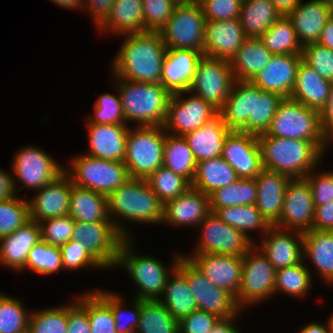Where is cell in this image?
<instances>
[{
  "label": "cell",
  "mask_w": 333,
  "mask_h": 333,
  "mask_svg": "<svg viewBox=\"0 0 333 333\" xmlns=\"http://www.w3.org/2000/svg\"><path fill=\"white\" fill-rule=\"evenodd\" d=\"M63 270H78L90 267H102L87 253L85 244L75 242L73 239L60 246Z\"/></svg>",
  "instance_id": "680465c9"
},
{
  "label": "cell",
  "mask_w": 333,
  "mask_h": 333,
  "mask_svg": "<svg viewBox=\"0 0 333 333\" xmlns=\"http://www.w3.org/2000/svg\"><path fill=\"white\" fill-rule=\"evenodd\" d=\"M223 222L242 232L252 241L247 233L259 231L264 234L271 226L262 216L255 204L244 206H229L224 208H210Z\"/></svg>",
  "instance_id": "b9f144b4"
},
{
  "label": "cell",
  "mask_w": 333,
  "mask_h": 333,
  "mask_svg": "<svg viewBox=\"0 0 333 333\" xmlns=\"http://www.w3.org/2000/svg\"><path fill=\"white\" fill-rule=\"evenodd\" d=\"M241 179L256 178L263 170L257 136L241 131H230L226 136L221 156Z\"/></svg>",
  "instance_id": "d6986e66"
},
{
  "label": "cell",
  "mask_w": 333,
  "mask_h": 333,
  "mask_svg": "<svg viewBox=\"0 0 333 333\" xmlns=\"http://www.w3.org/2000/svg\"><path fill=\"white\" fill-rule=\"evenodd\" d=\"M115 0H84L83 8L89 10L95 25L99 27L110 15Z\"/></svg>",
  "instance_id": "03108f58"
},
{
  "label": "cell",
  "mask_w": 333,
  "mask_h": 333,
  "mask_svg": "<svg viewBox=\"0 0 333 333\" xmlns=\"http://www.w3.org/2000/svg\"><path fill=\"white\" fill-rule=\"evenodd\" d=\"M82 241L87 253L102 267H116L119 249L125 239L116 229L113 221L78 222L75 221L73 237Z\"/></svg>",
  "instance_id": "5bb4252c"
},
{
  "label": "cell",
  "mask_w": 333,
  "mask_h": 333,
  "mask_svg": "<svg viewBox=\"0 0 333 333\" xmlns=\"http://www.w3.org/2000/svg\"><path fill=\"white\" fill-rule=\"evenodd\" d=\"M196 159L184 136L166 132L164 142L163 166L184 177L190 184L196 171Z\"/></svg>",
  "instance_id": "60d3db41"
},
{
  "label": "cell",
  "mask_w": 333,
  "mask_h": 333,
  "mask_svg": "<svg viewBox=\"0 0 333 333\" xmlns=\"http://www.w3.org/2000/svg\"><path fill=\"white\" fill-rule=\"evenodd\" d=\"M255 179L258 192L255 205L267 222L275 225L281 218L284 194L291 178L263 169Z\"/></svg>",
  "instance_id": "f546056e"
},
{
  "label": "cell",
  "mask_w": 333,
  "mask_h": 333,
  "mask_svg": "<svg viewBox=\"0 0 333 333\" xmlns=\"http://www.w3.org/2000/svg\"><path fill=\"white\" fill-rule=\"evenodd\" d=\"M293 231V232H292ZM258 247L275 270L291 267L304 260L303 233L271 225Z\"/></svg>",
  "instance_id": "44dd1931"
},
{
  "label": "cell",
  "mask_w": 333,
  "mask_h": 333,
  "mask_svg": "<svg viewBox=\"0 0 333 333\" xmlns=\"http://www.w3.org/2000/svg\"><path fill=\"white\" fill-rule=\"evenodd\" d=\"M321 127L325 136L333 140V82L329 99L325 108L320 112Z\"/></svg>",
  "instance_id": "003e7915"
},
{
  "label": "cell",
  "mask_w": 333,
  "mask_h": 333,
  "mask_svg": "<svg viewBox=\"0 0 333 333\" xmlns=\"http://www.w3.org/2000/svg\"><path fill=\"white\" fill-rule=\"evenodd\" d=\"M144 32H160L171 18L178 0H142Z\"/></svg>",
  "instance_id": "db71d44e"
},
{
  "label": "cell",
  "mask_w": 333,
  "mask_h": 333,
  "mask_svg": "<svg viewBox=\"0 0 333 333\" xmlns=\"http://www.w3.org/2000/svg\"><path fill=\"white\" fill-rule=\"evenodd\" d=\"M313 230L333 231V201L315 205Z\"/></svg>",
  "instance_id": "e7e4bbea"
},
{
  "label": "cell",
  "mask_w": 333,
  "mask_h": 333,
  "mask_svg": "<svg viewBox=\"0 0 333 333\" xmlns=\"http://www.w3.org/2000/svg\"><path fill=\"white\" fill-rule=\"evenodd\" d=\"M145 180L163 204L182 195L191 187V184L184 177L165 166H160Z\"/></svg>",
  "instance_id": "7dc6e473"
},
{
  "label": "cell",
  "mask_w": 333,
  "mask_h": 333,
  "mask_svg": "<svg viewBox=\"0 0 333 333\" xmlns=\"http://www.w3.org/2000/svg\"><path fill=\"white\" fill-rule=\"evenodd\" d=\"M281 16L270 0H243L239 20L247 38H260Z\"/></svg>",
  "instance_id": "f35d334b"
},
{
  "label": "cell",
  "mask_w": 333,
  "mask_h": 333,
  "mask_svg": "<svg viewBox=\"0 0 333 333\" xmlns=\"http://www.w3.org/2000/svg\"><path fill=\"white\" fill-rule=\"evenodd\" d=\"M318 43L333 50V17L327 20Z\"/></svg>",
  "instance_id": "2644e50d"
},
{
  "label": "cell",
  "mask_w": 333,
  "mask_h": 333,
  "mask_svg": "<svg viewBox=\"0 0 333 333\" xmlns=\"http://www.w3.org/2000/svg\"><path fill=\"white\" fill-rule=\"evenodd\" d=\"M243 0H200L206 21L236 19L240 17Z\"/></svg>",
  "instance_id": "91938a15"
},
{
  "label": "cell",
  "mask_w": 333,
  "mask_h": 333,
  "mask_svg": "<svg viewBox=\"0 0 333 333\" xmlns=\"http://www.w3.org/2000/svg\"><path fill=\"white\" fill-rule=\"evenodd\" d=\"M37 274L50 275L63 270L60 247L52 246L40 240L32 247L27 256L26 266Z\"/></svg>",
  "instance_id": "681fc988"
},
{
  "label": "cell",
  "mask_w": 333,
  "mask_h": 333,
  "mask_svg": "<svg viewBox=\"0 0 333 333\" xmlns=\"http://www.w3.org/2000/svg\"><path fill=\"white\" fill-rule=\"evenodd\" d=\"M67 333H91L87 312L77 302L68 305Z\"/></svg>",
  "instance_id": "be15d7a7"
},
{
  "label": "cell",
  "mask_w": 333,
  "mask_h": 333,
  "mask_svg": "<svg viewBox=\"0 0 333 333\" xmlns=\"http://www.w3.org/2000/svg\"><path fill=\"white\" fill-rule=\"evenodd\" d=\"M72 188L71 178L64 172L53 182L43 186L30 199V220L37 223L69 215V200Z\"/></svg>",
  "instance_id": "7402d4cb"
},
{
  "label": "cell",
  "mask_w": 333,
  "mask_h": 333,
  "mask_svg": "<svg viewBox=\"0 0 333 333\" xmlns=\"http://www.w3.org/2000/svg\"><path fill=\"white\" fill-rule=\"evenodd\" d=\"M246 39L239 18L206 21L203 54L231 61Z\"/></svg>",
  "instance_id": "603a6c76"
},
{
  "label": "cell",
  "mask_w": 333,
  "mask_h": 333,
  "mask_svg": "<svg viewBox=\"0 0 333 333\" xmlns=\"http://www.w3.org/2000/svg\"><path fill=\"white\" fill-rule=\"evenodd\" d=\"M98 28L122 36L144 32L142 0H115L110 15Z\"/></svg>",
  "instance_id": "d6a6232c"
},
{
  "label": "cell",
  "mask_w": 333,
  "mask_h": 333,
  "mask_svg": "<svg viewBox=\"0 0 333 333\" xmlns=\"http://www.w3.org/2000/svg\"><path fill=\"white\" fill-rule=\"evenodd\" d=\"M129 128L124 164L129 177L146 179L163 166L166 132L163 126Z\"/></svg>",
  "instance_id": "ba28073f"
},
{
  "label": "cell",
  "mask_w": 333,
  "mask_h": 333,
  "mask_svg": "<svg viewBox=\"0 0 333 333\" xmlns=\"http://www.w3.org/2000/svg\"><path fill=\"white\" fill-rule=\"evenodd\" d=\"M188 258L215 286L229 292L236 300L242 282V256L192 254Z\"/></svg>",
  "instance_id": "ffe728a7"
},
{
  "label": "cell",
  "mask_w": 333,
  "mask_h": 333,
  "mask_svg": "<svg viewBox=\"0 0 333 333\" xmlns=\"http://www.w3.org/2000/svg\"><path fill=\"white\" fill-rule=\"evenodd\" d=\"M209 196L189 187L182 195L163 204L162 222L174 226H199L210 213Z\"/></svg>",
  "instance_id": "484cf974"
},
{
  "label": "cell",
  "mask_w": 333,
  "mask_h": 333,
  "mask_svg": "<svg viewBox=\"0 0 333 333\" xmlns=\"http://www.w3.org/2000/svg\"><path fill=\"white\" fill-rule=\"evenodd\" d=\"M302 60L323 78L333 82V50L317 43L302 48Z\"/></svg>",
  "instance_id": "6f0895ef"
},
{
  "label": "cell",
  "mask_w": 333,
  "mask_h": 333,
  "mask_svg": "<svg viewBox=\"0 0 333 333\" xmlns=\"http://www.w3.org/2000/svg\"><path fill=\"white\" fill-rule=\"evenodd\" d=\"M40 240L39 223L27 221L12 234L0 238V263L15 271H23L29 251Z\"/></svg>",
  "instance_id": "4dcf8cb0"
},
{
  "label": "cell",
  "mask_w": 333,
  "mask_h": 333,
  "mask_svg": "<svg viewBox=\"0 0 333 333\" xmlns=\"http://www.w3.org/2000/svg\"><path fill=\"white\" fill-rule=\"evenodd\" d=\"M177 269L187 278L199 311L213 313L220 318L237 316L241 311L235 298L212 284L188 258L181 255Z\"/></svg>",
  "instance_id": "7c38bea8"
},
{
  "label": "cell",
  "mask_w": 333,
  "mask_h": 333,
  "mask_svg": "<svg viewBox=\"0 0 333 333\" xmlns=\"http://www.w3.org/2000/svg\"><path fill=\"white\" fill-rule=\"evenodd\" d=\"M332 82L323 78L311 66L301 60L290 98L321 112L327 105Z\"/></svg>",
  "instance_id": "1f68e13d"
},
{
  "label": "cell",
  "mask_w": 333,
  "mask_h": 333,
  "mask_svg": "<svg viewBox=\"0 0 333 333\" xmlns=\"http://www.w3.org/2000/svg\"><path fill=\"white\" fill-rule=\"evenodd\" d=\"M219 319L213 313L196 310L178 321L179 333H209Z\"/></svg>",
  "instance_id": "6125c7cd"
},
{
  "label": "cell",
  "mask_w": 333,
  "mask_h": 333,
  "mask_svg": "<svg viewBox=\"0 0 333 333\" xmlns=\"http://www.w3.org/2000/svg\"><path fill=\"white\" fill-rule=\"evenodd\" d=\"M314 171L313 169L305 177L312 192L314 205H324L333 201V171H323L319 174Z\"/></svg>",
  "instance_id": "94428289"
},
{
  "label": "cell",
  "mask_w": 333,
  "mask_h": 333,
  "mask_svg": "<svg viewBox=\"0 0 333 333\" xmlns=\"http://www.w3.org/2000/svg\"><path fill=\"white\" fill-rule=\"evenodd\" d=\"M306 265L302 261L297 265L276 270L275 293L285 292V294L296 298L309 292L313 284L310 273L312 271Z\"/></svg>",
  "instance_id": "bcb514c9"
},
{
  "label": "cell",
  "mask_w": 333,
  "mask_h": 333,
  "mask_svg": "<svg viewBox=\"0 0 333 333\" xmlns=\"http://www.w3.org/2000/svg\"><path fill=\"white\" fill-rule=\"evenodd\" d=\"M30 220L29 202L17 196L0 200V238L12 234Z\"/></svg>",
  "instance_id": "816d5d0a"
},
{
  "label": "cell",
  "mask_w": 333,
  "mask_h": 333,
  "mask_svg": "<svg viewBox=\"0 0 333 333\" xmlns=\"http://www.w3.org/2000/svg\"><path fill=\"white\" fill-rule=\"evenodd\" d=\"M265 134L272 137L312 141L324 153L330 142L321 127L320 112L290 97L282 98L279 102Z\"/></svg>",
  "instance_id": "8992f818"
},
{
  "label": "cell",
  "mask_w": 333,
  "mask_h": 333,
  "mask_svg": "<svg viewBox=\"0 0 333 333\" xmlns=\"http://www.w3.org/2000/svg\"><path fill=\"white\" fill-rule=\"evenodd\" d=\"M79 296L76 302L87 312L91 333H117L109 291L98 289Z\"/></svg>",
  "instance_id": "ab89813d"
},
{
  "label": "cell",
  "mask_w": 333,
  "mask_h": 333,
  "mask_svg": "<svg viewBox=\"0 0 333 333\" xmlns=\"http://www.w3.org/2000/svg\"><path fill=\"white\" fill-rule=\"evenodd\" d=\"M240 314L241 312L237 316L220 318L209 333H241L235 324H233L235 317H238Z\"/></svg>",
  "instance_id": "89a4df30"
},
{
  "label": "cell",
  "mask_w": 333,
  "mask_h": 333,
  "mask_svg": "<svg viewBox=\"0 0 333 333\" xmlns=\"http://www.w3.org/2000/svg\"><path fill=\"white\" fill-rule=\"evenodd\" d=\"M280 12L281 15L287 16L302 0H270Z\"/></svg>",
  "instance_id": "8c879c8a"
},
{
  "label": "cell",
  "mask_w": 333,
  "mask_h": 333,
  "mask_svg": "<svg viewBox=\"0 0 333 333\" xmlns=\"http://www.w3.org/2000/svg\"><path fill=\"white\" fill-rule=\"evenodd\" d=\"M132 239H124L121 243L116 266L125 267L138 286L137 295L135 298L141 300H158L163 293L165 284L169 275L177 268L181 255L175 257L172 263V271L168 272L165 265L159 259L153 256L136 255L132 251Z\"/></svg>",
  "instance_id": "52a82bcc"
},
{
  "label": "cell",
  "mask_w": 333,
  "mask_h": 333,
  "mask_svg": "<svg viewBox=\"0 0 333 333\" xmlns=\"http://www.w3.org/2000/svg\"><path fill=\"white\" fill-rule=\"evenodd\" d=\"M302 54L272 55L264 68L251 82L263 91L289 98L295 85L297 68Z\"/></svg>",
  "instance_id": "cb8c5ba5"
},
{
  "label": "cell",
  "mask_w": 333,
  "mask_h": 333,
  "mask_svg": "<svg viewBox=\"0 0 333 333\" xmlns=\"http://www.w3.org/2000/svg\"><path fill=\"white\" fill-rule=\"evenodd\" d=\"M55 4L59 5L60 7H65L69 9H77L78 7L83 8L84 0H50Z\"/></svg>",
  "instance_id": "34e18365"
},
{
  "label": "cell",
  "mask_w": 333,
  "mask_h": 333,
  "mask_svg": "<svg viewBox=\"0 0 333 333\" xmlns=\"http://www.w3.org/2000/svg\"><path fill=\"white\" fill-rule=\"evenodd\" d=\"M328 320L330 321V323H331V326H332V330H333V313H332V315H331L330 319H328Z\"/></svg>",
  "instance_id": "2a66077c"
},
{
  "label": "cell",
  "mask_w": 333,
  "mask_h": 333,
  "mask_svg": "<svg viewBox=\"0 0 333 333\" xmlns=\"http://www.w3.org/2000/svg\"><path fill=\"white\" fill-rule=\"evenodd\" d=\"M48 155L37 146H27L16 152L11 167L16 193L23 188L16 189V182L37 192L64 173L65 167Z\"/></svg>",
  "instance_id": "9a60e30c"
},
{
  "label": "cell",
  "mask_w": 333,
  "mask_h": 333,
  "mask_svg": "<svg viewBox=\"0 0 333 333\" xmlns=\"http://www.w3.org/2000/svg\"><path fill=\"white\" fill-rule=\"evenodd\" d=\"M117 95L105 93L99 95L94 106V115L88 118L87 124L127 125L123 114L121 97L118 89Z\"/></svg>",
  "instance_id": "f5cc1de1"
},
{
  "label": "cell",
  "mask_w": 333,
  "mask_h": 333,
  "mask_svg": "<svg viewBox=\"0 0 333 333\" xmlns=\"http://www.w3.org/2000/svg\"><path fill=\"white\" fill-rule=\"evenodd\" d=\"M234 82L230 61L203 56L197 65L188 93L203 98L219 111Z\"/></svg>",
  "instance_id": "4fadbf2b"
},
{
  "label": "cell",
  "mask_w": 333,
  "mask_h": 333,
  "mask_svg": "<svg viewBox=\"0 0 333 333\" xmlns=\"http://www.w3.org/2000/svg\"><path fill=\"white\" fill-rule=\"evenodd\" d=\"M158 301L178 321L198 310L187 278L177 268L168 277L163 293Z\"/></svg>",
  "instance_id": "8d00e7d4"
},
{
  "label": "cell",
  "mask_w": 333,
  "mask_h": 333,
  "mask_svg": "<svg viewBox=\"0 0 333 333\" xmlns=\"http://www.w3.org/2000/svg\"><path fill=\"white\" fill-rule=\"evenodd\" d=\"M187 92L173 94L167 107L165 132L176 136H185L203 126L218 110L203 98L194 95L185 97ZM183 97V98H182Z\"/></svg>",
  "instance_id": "e0dca14e"
},
{
  "label": "cell",
  "mask_w": 333,
  "mask_h": 333,
  "mask_svg": "<svg viewBox=\"0 0 333 333\" xmlns=\"http://www.w3.org/2000/svg\"><path fill=\"white\" fill-rule=\"evenodd\" d=\"M262 167L291 179L305 178L322 161L325 154L314 142L258 135ZM321 159V161H320Z\"/></svg>",
  "instance_id": "3957f363"
},
{
  "label": "cell",
  "mask_w": 333,
  "mask_h": 333,
  "mask_svg": "<svg viewBox=\"0 0 333 333\" xmlns=\"http://www.w3.org/2000/svg\"><path fill=\"white\" fill-rule=\"evenodd\" d=\"M69 215L78 222L111 221L107 196L72 183Z\"/></svg>",
  "instance_id": "e575fe53"
},
{
  "label": "cell",
  "mask_w": 333,
  "mask_h": 333,
  "mask_svg": "<svg viewBox=\"0 0 333 333\" xmlns=\"http://www.w3.org/2000/svg\"><path fill=\"white\" fill-rule=\"evenodd\" d=\"M206 19L198 2H180L160 30L167 49H191L203 53Z\"/></svg>",
  "instance_id": "30bf717a"
},
{
  "label": "cell",
  "mask_w": 333,
  "mask_h": 333,
  "mask_svg": "<svg viewBox=\"0 0 333 333\" xmlns=\"http://www.w3.org/2000/svg\"><path fill=\"white\" fill-rule=\"evenodd\" d=\"M109 218L125 238L129 236L128 228L119 220L139 223H162L163 203L149 187L145 179L129 178L108 197ZM114 216H117L116 218ZM118 219L114 220L113 218ZM121 217V218H120ZM116 221V222H115Z\"/></svg>",
  "instance_id": "277c9868"
},
{
  "label": "cell",
  "mask_w": 333,
  "mask_h": 333,
  "mask_svg": "<svg viewBox=\"0 0 333 333\" xmlns=\"http://www.w3.org/2000/svg\"><path fill=\"white\" fill-rule=\"evenodd\" d=\"M70 169L64 172L76 186L109 196L130 177L124 162L109 161L87 154L72 159Z\"/></svg>",
  "instance_id": "9c48e42d"
},
{
  "label": "cell",
  "mask_w": 333,
  "mask_h": 333,
  "mask_svg": "<svg viewBox=\"0 0 333 333\" xmlns=\"http://www.w3.org/2000/svg\"><path fill=\"white\" fill-rule=\"evenodd\" d=\"M16 196L13 175L0 168V200H10Z\"/></svg>",
  "instance_id": "a7ac6f4b"
},
{
  "label": "cell",
  "mask_w": 333,
  "mask_h": 333,
  "mask_svg": "<svg viewBox=\"0 0 333 333\" xmlns=\"http://www.w3.org/2000/svg\"><path fill=\"white\" fill-rule=\"evenodd\" d=\"M230 131L218 111L203 126L186 134L184 138L198 163L221 157L224 140Z\"/></svg>",
  "instance_id": "f1b7e54d"
},
{
  "label": "cell",
  "mask_w": 333,
  "mask_h": 333,
  "mask_svg": "<svg viewBox=\"0 0 333 333\" xmlns=\"http://www.w3.org/2000/svg\"><path fill=\"white\" fill-rule=\"evenodd\" d=\"M303 247L304 259L309 258L323 281L333 284V231L304 232Z\"/></svg>",
  "instance_id": "836d02e7"
},
{
  "label": "cell",
  "mask_w": 333,
  "mask_h": 333,
  "mask_svg": "<svg viewBox=\"0 0 333 333\" xmlns=\"http://www.w3.org/2000/svg\"><path fill=\"white\" fill-rule=\"evenodd\" d=\"M133 303L132 310H126L123 308V301L119 294L111 292V311L117 333L136 332L140 318L141 299L135 298Z\"/></svg>",
  "instance_id": "9f6ffc18"
},
{
  "label": "cell",
  "mask_w": 333,
  "mask_h": 333,
  "mask_svg": "<svg viewBox=\"0 0 333 333\" xmlns=\"http://www.w3.org/2000/svg\"><path fill=\"white\" fill-rule=\"evenodd\" d=\"M315 205L308 181L291 179L286 187L280 220L275 226L302 233L312 230Z\"/></svg>",
  "instance_id": "ac0fdd59"
},
{
  "label": "cell",
  "mask_w": 333,
  "mask_h": 333,
  "mask_svg": "<svg viewBox=\"0 0 333 333\" xmlns=\"http://www.w3.org/2000/svg\"><path fill=\"white\" fill-rule=\"evenodd\" d=\"M75 220L66 215L39 222L41 240L49 245L60 247L72 240Z\"/></svg>",
  "instance_id": "11a10c76"
},
{
  "label": "cell",
  "mask_w": 333,
  "mask_h": 333,
  "mask_svg": "<svg viewBox=\"0 0 333 333\" xmlns=\"http://www.w3.org/2000/svg\"><path fill=\"white\" fill-rule=\"evenodd\" d=\"M90 151L87 155L123 162L126 156L127 125L87 124Z\"/></svg>",
  "instance_id": "83f0119b"
},
{
  "label": "cell",
  "mask_w": 333,
  "mask_h": 333,
  "mask_svg": "<svg viewBox=\"0 0 333 333\" xmlns=\"http://www.w3.org/2000/svg\"><path fill=\"white\" fill-rule=\"evenodd\" d=\"M242 282L236 296L240 309L275 294L276 270L255 244L242 256Z\"/></svg>",
  "instance_id": "8fae6325"
},
{
  "label": "cell",
  "mask_w": 333,
  "mask_h": 333,
  "mask_svg": "<svg viewBox=\"0 0 333 333\" xmlns=\"http://www.w3.org/2000/svg\"><path fill=\"white\" fill-rule=\"evenodd\" d=\"M282 98L279 94L263 91L251 81L235 80L219 112L231 131L258 136L270 127Z\"/></svg>",
  "instance_id": "6da1fadb"
},
{
  "label": "cell",
  "mask_w": 333,
  "mask_h": 333,
  "mask_svg": "<svg viewBox=\"0 0 333 333\" xmlns=\"http://www.w3.org/2000/svg\"><path fill=\"white\" fill-rule=\"evenodd\" d=\"M200 0H186V2H198Z\"/></svg>",
  "instance_id": "b9fcfbb0"
},
{
  "label": "cell",
  "mask_w": 333,
  "mask_h": 333,
  "mask_svg": "<svg viewBox=\"0 0 333 333\" xmlns=\"http://www.w3.org/2000/svg\"><path fill=\"white\" fill-rule=\"evenodd\" d=\"M26 310L20 300L0 293V333H27L31 312Z\"/></svg>",
  "instance_id": "c3c4849f"
},
{
  "label": "cell",
  "mask_w": 333,
  "mask_h": 333,
  "mask_svg": "<svg viewBox=\"0 0 333 333\" xmlns=\"http://www.w3.org/2000/svg\"><path fill=\"white\" fill-rule=\"evenodd\" d=\"M68 305L31 311L27 333H67Z\"/></svg>",
  "instance_id": "f907efd6"
},
{
  "label": "cell",
  "mask_w": 333,
  "mask_h": 333,
  "mask_svg": "<svg viewBox=\"0 0 333 333\" xmlns=\"http://www.w3.org/2000/svg\"><path fill=\"white\" fill-rule=\"evenodd\" d=\"M287 17L291 20L301 46L317 43L322 30L331 17L327 0H310L300 3Z\"/></svg>",
  "instance_id": "4316f807"
},
{
  "label": "cell",
  "mask_w": 333,
  "mask_h": 333,
  "mask_svg": "<svg viewBox=\"0 0 333 333\" xmlns=\"http://www.w3.org/2000/svg\"><path fill=\"white\" fill-rule=\"evenodd\" d=\"M203 56L201 51L191 49H167L160 84L171 95L187 92Z\"/></svg>",
  "instance_id": "d4e9b609"
},
{
  "label": "cell",
  "mask_w": 333,
  "mask_h": 333,
  "mask_svg": "<svg viewBox=\"0 0 333 333\" xmlns=\"http://www.w3.org/2000/svg\"><path fill=\"white\" fill-rule=\"evenodd\" d=\"M272 55L260 38H247L230 61L235 80L251 81Z\"/></svg>",
  "instance_id": "d590c367"
},
{
  "label": "cell",
  "mask_w": 333,
  "mask_h": 333,
  "mask_svg": "<svg viewBox=\"0 0 333 333\" xmlns=\"http://www.w3.org/2000/svg\"><path fill=\"white\" fill-rule=\"evenodd\" d=\"M257 194L255 178H239L236 182L219 188L209 195L210 208L255 204Z\"/></svg>",
  "instance_id": "ee69618b"
},
{
  "label": "cell",
  "mask_w": 333,
  "mask_h": 333,
  "mask_svg": "<svg viewBox=\"0 0 333 333\" xmlns=\"http://www.w3.org/2000/svg\"><path fill=\"white\" fill-rule=\"evenodd\" d=\"M125 122L137 126H163L172 96L160 83L135 82L115 78Z\"/></svg>",
  "instance_id": "5b68a950"
},
{
  "label": "cell",
  "mask_w": 333,
  "mask_h": 333,
  "mask_svg": "<svg viewBox=\"0 0 333 333\" xmlns=\"http://www.w3.org/2000/svg\"><path fill=\"white\" fill-rule=\"evenodd\" d=\"M328 325L320 324V323H309L305 325V327L301 328L299 333H330L332 329L330 321H327Z\"/></svg>",
  "instance_id": "753ad0ef"
},
{
  "label": "cell",
  "mask_w": 333,
  "mask_h": 333,
  "mask_svg": "<svg viewBox=\"0 0 333 333\" xmlns=\"http://www.w3.org/2000/svg\"><path fill=\"white\" fill-rule=\"evenodd\" d=\"M135 333H179L178 320L158 300H141Z\"/></svg>",
  "instance_id": "f6af8a7d"
},
{
  "label": "cell",
  "mask_w": 333,
  "mask_h": 333,
  "mask_svg": "<svg viewBox=\"0 0 333 333\" xmlns=\"http://www.w3.org/2000/svg\"><path fill=\"white\" fill-rule=\"evenodd\" d=\"M202 234L194 254L243 256L255 243L210 212L199 224Z\"/></svg>",
  "instance_id": "2e32d148"
},
{
  "label": "cell",
  "mask_w": 333,
  "mask_h": 333,
  "mask_svg": "<svg viewBox=\"0 0 333 333\" xmlns=\"http://www.w3.org/2000/svg\"><path fill=\"white\" fill-rule=\"evenodd\" d=\"M273 55L301 54L302 46L297 38L291 20L282 15L260 37Z\"/></svg>",
  "instance_id": "7bdbcfd3"
},
{
  "label": "cell",
  "mask_w": 333,
  "mask_h": 333,
  "mask_svg": "<svg viewBox=\"0 0 333 333\" xmlns=\"http://www.w3.org/2000/svg\"><path fill=\"white\" fill-rule=\"evenodd\" d=\"M112 64L114 76L135 82L160 83L167 53L160 32L125 34Z\"/></svg>",
  "instance_id": "7a4b0ae2"
},
{
  "label": "cell",
  "mask_w": 333,
  "mask_h": 333,
  "mask_svg": "<svg viewBox=\"0 0 333 333\" xmlns=\"http://www.w3.org/2000/svg\"><path fill=\"white\" fill-rule=\"evenodd\" d=\"M239 179L234 169L222 158L203 160L197 163L191 186L210 195Z\"/></svg>",
  "instance_id": "74e56055"
},
{
  "label": "cell",
  "mask_w": 333,
  "mask_h": 333,
  "mask_svg": "<svg viewBox=\"0 0 333 333\" xmlns=\"http://www.w3.org/2000/svg\"><path fill=\"white\" fill-rule=\"evenodd\" d=\"M329 10H330V16L333 17V0H327Z\"/></svg>",
  "instance_id": "11e5206c"
}]
</instances>
